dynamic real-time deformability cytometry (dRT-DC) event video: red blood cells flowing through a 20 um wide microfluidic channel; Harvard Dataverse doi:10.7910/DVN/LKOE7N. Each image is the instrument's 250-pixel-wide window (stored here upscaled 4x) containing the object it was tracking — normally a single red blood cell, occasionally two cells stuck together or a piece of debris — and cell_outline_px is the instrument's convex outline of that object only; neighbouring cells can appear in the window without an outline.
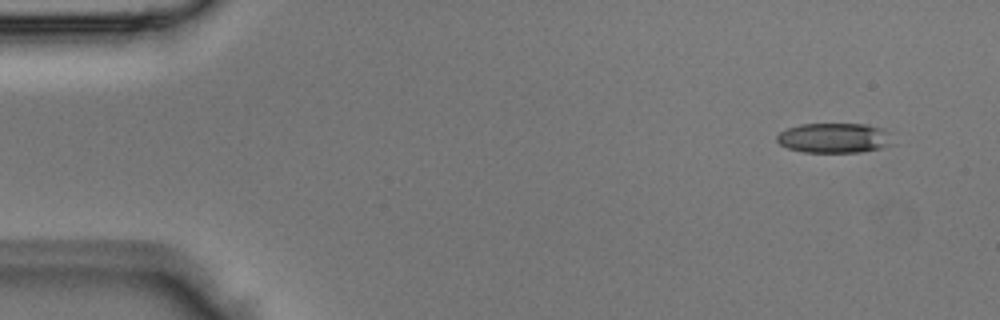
{"species": "Egyptian fruit bat (a non-hibernating species)", "species_latin": "Rousettus aegyptiacus", "temperature_condition": "room temperature", "stored_images_in_passage": 5, "camera_frame_rate_fps": 3000, "um_per_image_px": 0.085, "animal": {"sex": "male"}, "frame": {"image": 1, "passage_image": 1, "time_ms": 0.0, "image_size_px": [1000, 320], "cell_outline_px": [[896, 144], [880, 148], [860, 152], [804, 152], [788, 148], [780, 144], [776, 140], [776, 136], [780, 132], [788, 128], [800, 124], [868, 124], [884, 128], [888, 132]], "centroid_in_image_um": [70.96, 11.72], "position_along_channel_um": 14.0, "area_um2": 20.4}}
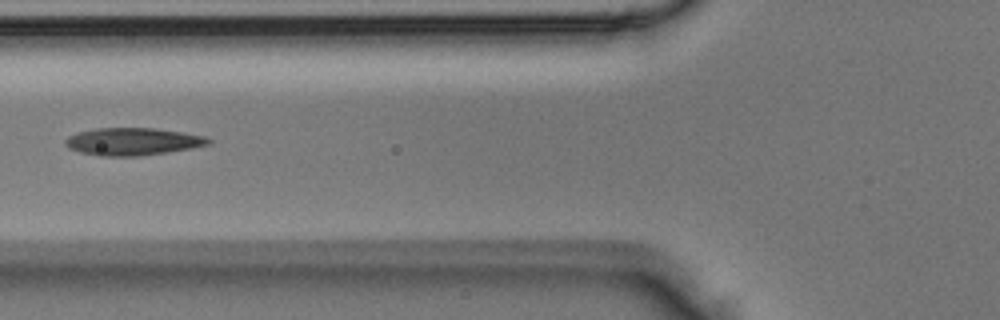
{"frame": {"image": 2, "passage_image": 5, "time_ms": 1.333, "image_size_px": [1000, 320], "cell_outline_px": [[212, 144], [192, 148], [140, 156], [96, 156], [80, 152], [68, 148], [64, 144], [64, 140], [68, 136], [80, 132], [96, 128], [152, 128], [180, 132], [204, 136], [212, 140]], "centroid_in_image_um": [11.26, 12.04], "position_along_channel_um": 114.5, "area_um2": 22.89}}